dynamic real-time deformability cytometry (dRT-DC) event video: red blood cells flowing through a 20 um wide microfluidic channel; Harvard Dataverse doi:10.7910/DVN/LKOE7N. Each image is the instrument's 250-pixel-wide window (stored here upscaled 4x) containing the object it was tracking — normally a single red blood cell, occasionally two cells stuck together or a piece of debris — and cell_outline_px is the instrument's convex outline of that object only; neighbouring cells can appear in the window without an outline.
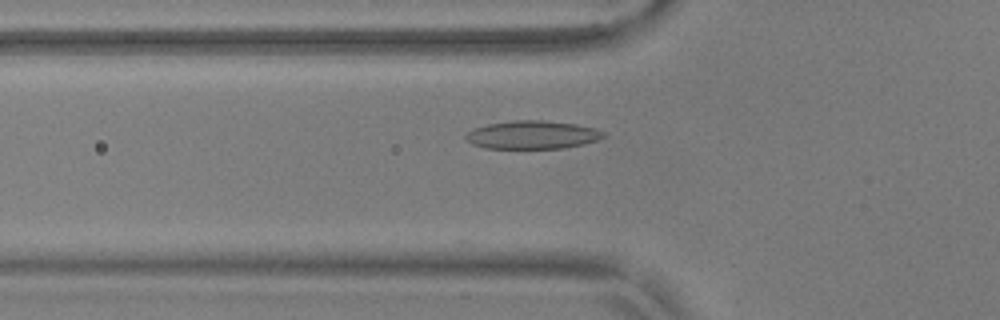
{"species": "common noctule bat (a hibernating species)", "species_latin": "Nyctalus noctula", "temperature_condition": "warm", "stored_images_in_passage": 43, "camera_frame_rate_fps": 3000, "um_per_image_px": 0.085, "animal": {"sex": "male", "body_mass_g": 17.9, "forearm_length_mm": 54.2}, "frame": {"image": 1, "passage_image": 8, "time_ms": 2.333, "image_size_px": [1000, 320], "cell_outline_px": [[604, 136], [600, 140], [584, 144], [564, 148], [488, 148], [472, 144], [464, 136], [472, 128], [488, 124], [512, 120], [544, 120], [576, 124], [592, 128], [604, 132]], "centroid_in_image_um": [45.25, 11.46], "position_along_channel_um": 80.6, "area_um2": 22.6}}
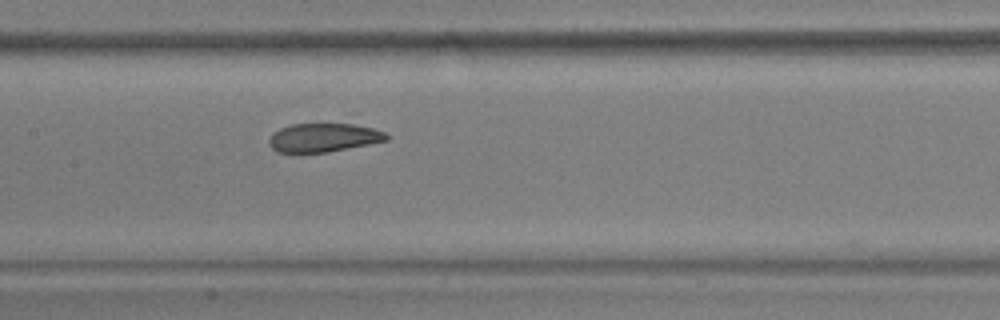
{"frame": {"image": 2, "passage_image": 16, "time_ms": 5.0, "image_size_px": [1000, 320], "cell_outline_px": [[388, 140], [328, 152], [276, 152], [268, 144], [268, 140], [280, 128], [292, 124], [352, 124], [372, 128], [384, 132], [388, 136]], "centroid_in_image_um": [27.49, 11.7], "position_along_channel_um": 179.9, "area_um2": 19.31}}
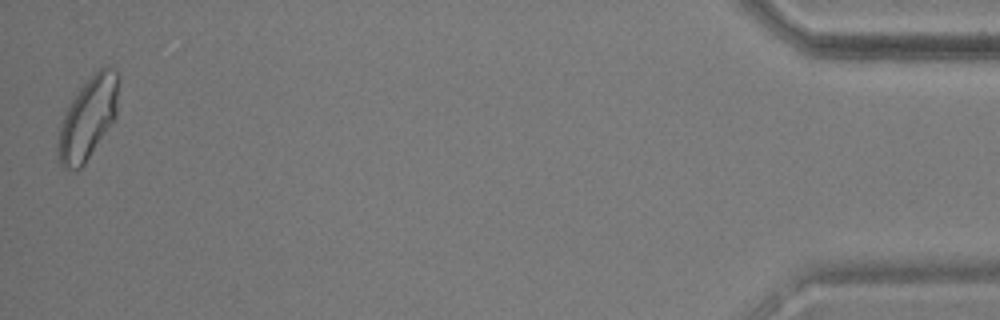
{"frame": {"image": 3, "passage_image": 43, "time_ms": 14.0, "image_size_px": [1000, 320], "cell_outline_px": [[120, 80], [116, 116], [84, 164], [80, 168], [64, 168], [60, 164], [56, 152], [56, 148], [60, 128], [64, 116], [72, 100], [80, 88], [104, 64], [108, 64], [120, 76]], "centroid_in_image_um": [7.51, 10.01], "position_along_channel_um": 427.7, "area_um2": 28.5}, "authors_computed_cell_mechanics": {"area_um2": 21.7906, "velocity_mm_per_s": 3.6964, "shape_relaxation_time_tau1_ms": 8.4248, "shape_relaxation_time_tau2_ms": 1.2724, "deformation_change_tau1": 0.2033, "deformation_change_tau2": 0.0632}}